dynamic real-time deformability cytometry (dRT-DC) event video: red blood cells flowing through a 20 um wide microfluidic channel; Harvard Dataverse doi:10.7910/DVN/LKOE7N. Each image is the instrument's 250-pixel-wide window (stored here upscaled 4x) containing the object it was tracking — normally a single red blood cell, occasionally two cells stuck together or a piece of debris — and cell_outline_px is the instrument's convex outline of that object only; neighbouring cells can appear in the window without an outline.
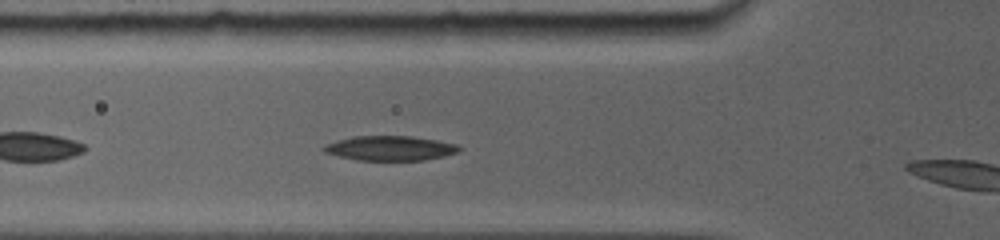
{"species": "common noctule bat (a hibernating species)", "species_latin": "Nyctalus noctula", "temperature_condition": "room temperature", "stored_images_in_passage": 9, "camera_frame_rate_fps": 5000, "um_per_image_px": 0.085, "animal": {"sex": "female", "body_mass_g": 19.0, "forearm_length_mm": 56.7}, "frame": {"image": 1, "passage_image": 3, "time_ms": 0.6, "image_size_px": [1000, 240], "cell_outline_px": [[460, 152], [444, 156], [424, 160], [356, 160], [324, 152], [320, 148], [324, 144], [336, 140], [352, 136], [412, 136], [436, 140], [456, 144], [460, 148]], "centroid_in_image_um": [33.12, 12.59], "position_along_channel_um": 92.7, "area_um2": 19.54}}
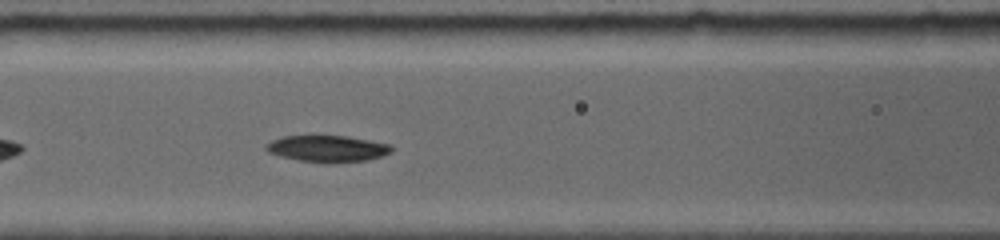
{"frame": {"image": 2, "passage_image": 8, "time_ms": 1.8, "image_size_px": [1000, 240], "cell_outline_px": [[392, 152], [384, 156], [368, 160], [296, 160], [280, 156], [268, 152], [264, 148], [264, 144], [272, 140], [284, 136], [312, 132], [348, 136], [392, 144]], "centroid_in_image_um": [27.79, 12.54], "position_along_channel_um": 138.8, "area_um2": 19.71}}